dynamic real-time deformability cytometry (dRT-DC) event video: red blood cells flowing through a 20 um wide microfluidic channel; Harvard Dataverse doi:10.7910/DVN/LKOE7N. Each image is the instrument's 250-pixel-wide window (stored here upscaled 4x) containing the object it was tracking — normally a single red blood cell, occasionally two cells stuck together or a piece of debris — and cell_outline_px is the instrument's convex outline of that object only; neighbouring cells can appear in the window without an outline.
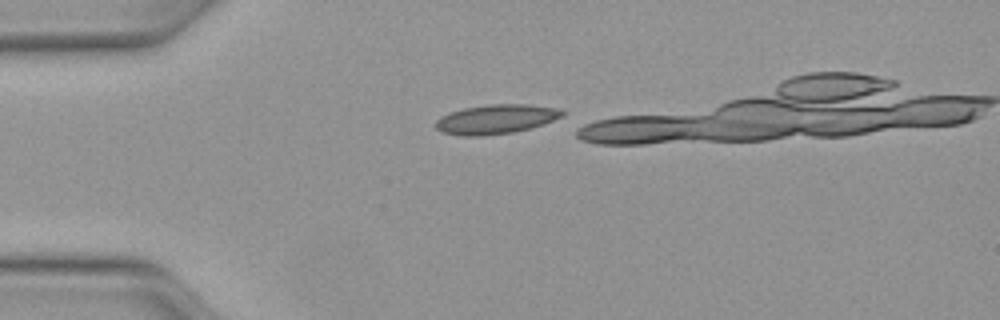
{"species": "Egyptian fruit bat (a non-hibernating species)", "species_latin": "Rousettus aegyptiacus", "temperature_condition": "warm", "stored_images_in_passage": 6, "camera_frame_rate_fps": 3000, "um_per_image_px": 0.085, "animal": {"sex": "female"}, "frame": {"image": 1, "passage_image": 1, "time_ms": 0.0, "image_size_px": [1000, 320], "cell_outline_px": [[564, 116], [544, 124], [512, 132], [484, 136], [460, 136], [444, 132], [436, 128], [432, 124], [440, 116], [448, 112], [464, 108], [492, 104], [528, 104], [564, 108]], "centroid_in_image_um": [42.16, 10.12], "position_along_channel_um": 42.8, "area_um2": 21.96}}
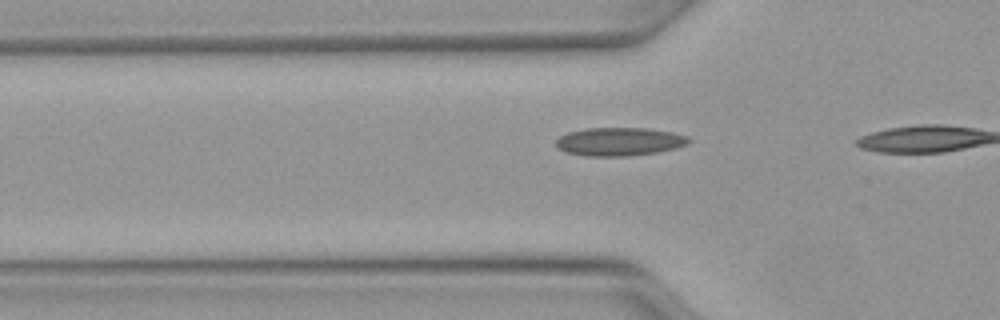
{"frame": {"image": 2, "passage_image": 5, "time_ms": 1.333, "image_size_px": [1000, 320], "cell_outline_px": [[692, 140], [684, 144], [672, 148], [656, 152], [628, 156], [584, 156], [564, 152], [556, 148], [556, 140], [560, 136], [568, 132], [588, 128], [644, 128], [672, 132], [688, 136]], "centroid_in_image_um": [52.58, 12.04], "position_along_channel_um": 73.2, "area_um2": 21.79}}